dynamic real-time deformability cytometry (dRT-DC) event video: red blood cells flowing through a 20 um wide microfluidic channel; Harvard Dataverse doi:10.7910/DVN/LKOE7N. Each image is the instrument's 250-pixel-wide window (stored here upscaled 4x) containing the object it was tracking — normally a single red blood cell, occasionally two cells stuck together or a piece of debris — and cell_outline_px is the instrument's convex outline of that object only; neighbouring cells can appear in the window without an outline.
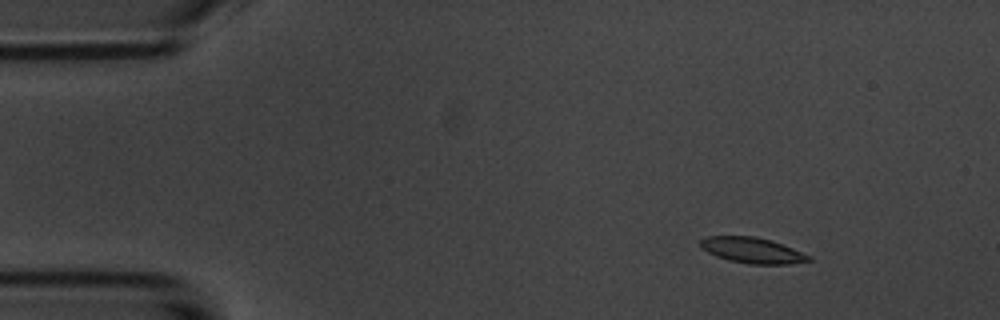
{"species": "common noctule bat (a hibernating species)", "species_latin": "Nyctalus noctula", "temperature_condition": "room temperature", "stored_images_in_passage": 5, "camera_frame_rate_fps": 3000, "um_per_image_px": 0.085, "animal": {"sex": "male", "body_mass_g": 20.1, "forearm_length_mm": 53.5}, "frame": {"image": 1, "passage_image": 1, "time_ms": 0.0, "image_size_px": [1000, 320], "cell_outline_px": [[812, 260], [792, 264], [748, 264], [728, 260], [716, 256], [700, 248], [700, 240], [704, 236], [756, 236], [772, 240], [812, 256]], "centroid_in_image_um": [63.94, 21.27], "position_along_channel_um": 21.1, "area_um2": 16.42}}
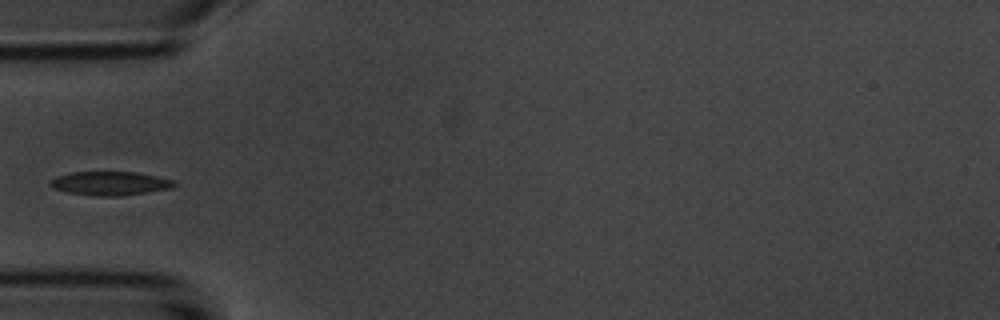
{"frame": {"image": 2, "passage_image": 4, "time_ms": 3.667, "image_size_px": [1000, 320], "cell_outline_px": [[176, 184], [172, 188], [148, 192], [120, 196], [96, 196], [68, 192], [52, 188], [48, 184], [56, 176], [72, 172], [136, 172], [156, 176], [172, 180]], "centroid_in_image_um": [9.34, 15.59], "position_along_channel_um": 75.7, "area_um2": 17.11}}